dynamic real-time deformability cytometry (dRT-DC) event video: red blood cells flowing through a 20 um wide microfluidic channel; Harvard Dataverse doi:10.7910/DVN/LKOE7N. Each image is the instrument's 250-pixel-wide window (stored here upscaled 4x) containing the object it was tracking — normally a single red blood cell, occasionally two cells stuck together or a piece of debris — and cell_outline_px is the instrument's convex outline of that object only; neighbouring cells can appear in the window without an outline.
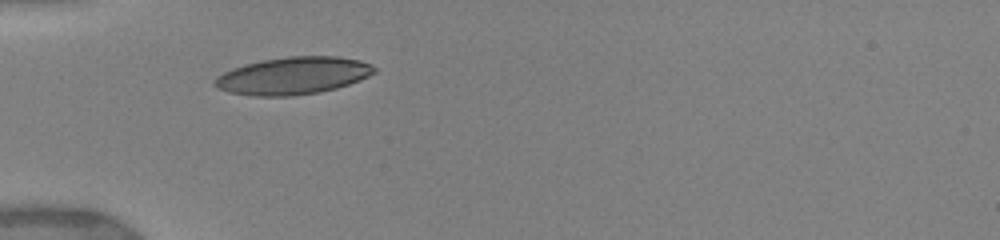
{"species": "human", "species_latin": "Homo sapiens", "temperature_condition": "warm", "stored_images_in_passage": 15, "camera_frame_rate_fps": 3000, "um_per_image_px": 0.085, "donor": {"sex": "female"}, "frame": {"image": 1, "passage_image": 1, "time_ms": 0.0, "image_size_px": [1000, 240], "cell_outline_px": [[376, 72], [360, 80], [336, 88], [320, 92], [292, 96], [252, 96], [228, 92], [216, 88], [212, 84], [212, 80], [216, 76], [232, 68], [260, 60], [288, 56], [336, 56], [360, 60], [372, 64], [376, 68]], "centroid_in_image_um": [24.88, 6.44], "position_along_channel_um": 60.1, "area_um2": 35.08}}
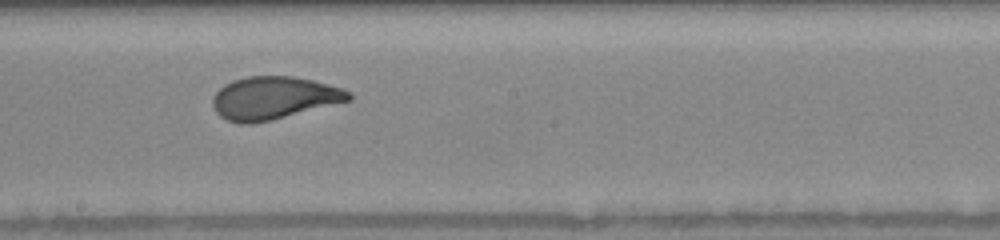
{"frame": {"image": 2, "passage_image": 11, "time_ms": 4.333, "image_size_px": [1000, 240], "cell_outline_px": [[352, 100], [272, 120], [252, 124], [240, 124], [228, 120], [220, 116], [216, 112], [212, 104], [212, 100], [216, 92], [224, 84], [232, 80], [248, 76], [296, 76], [328, 84], [352, 92]], "centroid_in_image_um": [23.27, 8.33], "position_along_channel_um": 224.9, "area_um2": 34.04}}